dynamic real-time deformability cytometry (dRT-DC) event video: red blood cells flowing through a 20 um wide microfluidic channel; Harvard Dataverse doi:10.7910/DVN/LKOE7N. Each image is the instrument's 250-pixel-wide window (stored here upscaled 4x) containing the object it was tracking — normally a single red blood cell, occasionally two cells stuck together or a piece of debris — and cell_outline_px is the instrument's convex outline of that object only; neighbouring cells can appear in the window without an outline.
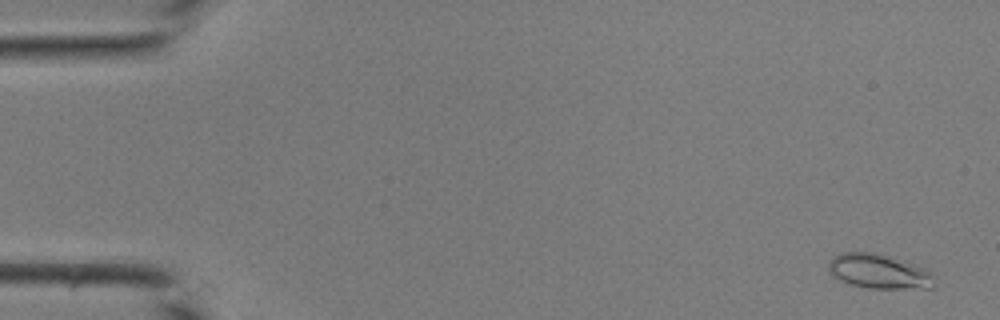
{"species": "common noctule bat (a hibernating species)", "species_latin": "Nyctalus noctula", "temperature_condition": "room temperature", "stored_images_in_passage": 44, "segment_of_instrument_passage": [1, 2], "camera_frame_rate_fps": 3000, "um_per_image_px": 0.085, "animal": {"sex": "male", "body_mass_g": 19.0, "forearm_length_mm": 50.8}, "frame": {"image": 1, "passage_image": 2, "time_ms": 0.333, "image_size_px": [1000, 320], "cell_outline_px": [[932, 288], [868, 288], [848, 284], [832, 276], [828, 272], [828, 260], [832, 256], [840, 252], [876, 252], [928, 268], [932, 272]], "centroid_in_image_um": [74.65, 23.05], "position_along_channel_um": 10.4, "area_um2": 21.62}}
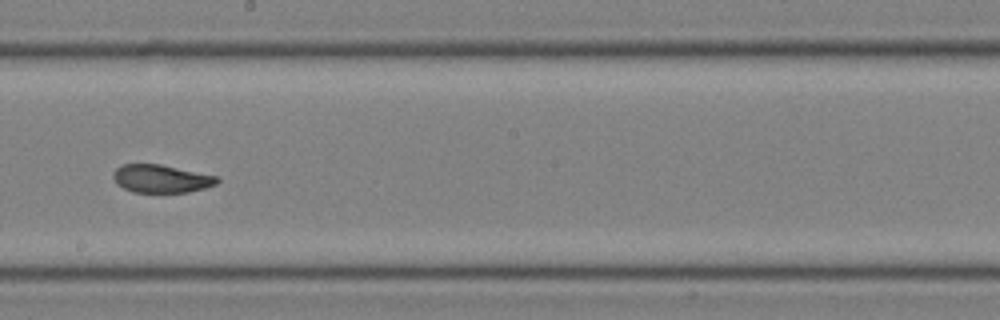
{"frame": {"image": 2, "passage_image": 25, "time_ms": 8.0, "image_size_px": [1000, 320], "cell_outline_px": [[220, 180], [216, 184], [204, 188], [188, 192], [132, 192], [116, 184], [112, 176], [112, 172], [120, 164], [160, 164], [216, 176]], "centroid_in_image_um": [13.65, 15.18], "position_along_channel_um": 234.6, "area_um2": 16.94}}
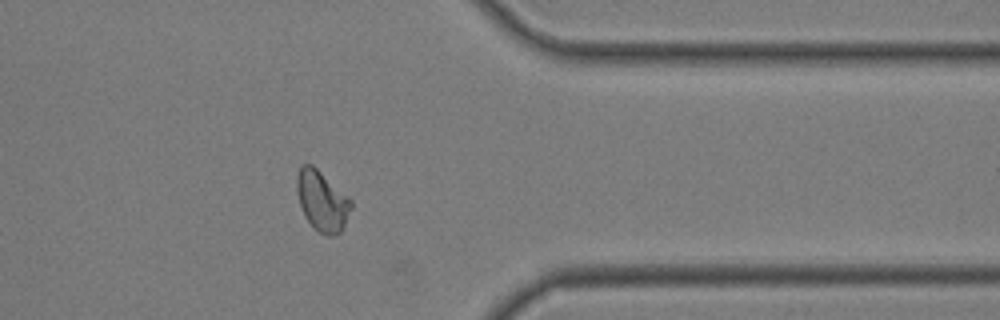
{"frame": {"image": 3, "passage_image": 35, "time_ms": 11.333, "image_size_px": [1000, 320], "cell_outline_px": [[352, 208], [344, 228], [340, 232], [332, 236], [328, 236], [320, 232], [304, 216], [300, 204], [296, 188], [296, 176], [300, 164], [312, 164], [348, 196], [352, 200]], "centroid_in_image_um": [27.38, 17.06], "position_along_channel_um": 384.0, "area_um2": 19.07}}